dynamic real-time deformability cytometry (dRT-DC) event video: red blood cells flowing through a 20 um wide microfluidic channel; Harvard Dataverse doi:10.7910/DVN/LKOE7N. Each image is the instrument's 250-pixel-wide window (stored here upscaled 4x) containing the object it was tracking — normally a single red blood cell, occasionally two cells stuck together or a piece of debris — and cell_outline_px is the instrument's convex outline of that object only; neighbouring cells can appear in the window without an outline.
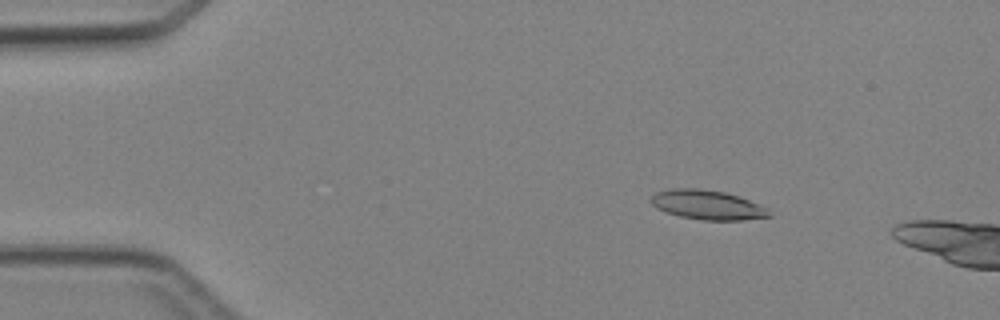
{"species": "Egyptian fruit bat (a non-hibernating species)", "species_latin": "Rousettus aegyptiacus", "temperature_condition": "cold", "stored_images_in_passage": 4, "camera_frame_rate_fps": 3000, "um_per_image_px": 0.085, "animal": {"sex": "female"}, "frame": {"image": 1, "passage_image": 2, "time_ms": 1.0, "image_size_px": [1000, 320], "cell_outline_px": [[772, 216], [744, 220], [700, 220], [680, 216], [656, 208], [648, 200], [656, 192], [668, 188], [700, 188], [724, 192], [748, 200], [768, 208]], "centroid_in_image_um": [60.1, 17.41], "position_along_channel_um": 24.9, "area_um2": 20.29}}